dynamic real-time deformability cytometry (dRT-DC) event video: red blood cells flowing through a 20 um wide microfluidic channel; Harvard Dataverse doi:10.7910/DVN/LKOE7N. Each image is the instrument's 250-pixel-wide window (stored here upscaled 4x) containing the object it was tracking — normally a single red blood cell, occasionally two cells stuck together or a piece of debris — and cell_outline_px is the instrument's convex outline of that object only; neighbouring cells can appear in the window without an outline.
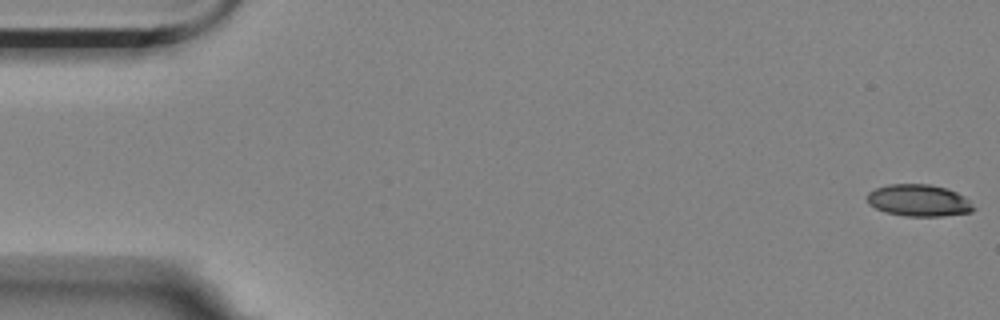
{"species": "Egyptian fruit bat (a non-hibernating species)", "species_latin": "Rousettus aegyptiacus", "temperature_condition": "room temperature", "stored_images_in_passage": 7, "camera_frame_rate_fps": 3000, "um_per_image_px": 0.085, "animal": {"sex": "female"}, "frame": {"image": 1, "passage_image": 1, "time_ms": 0.0, "image_size_px": [1000, 320], "cell_outline_px": [[976, 208], [972, 212], [944, 216], [904, 216], [884, 212], [868, 204], [868, 192], [876, 188], [888, 184], [928, 184], [948, 188], [964, 196]], "centroid_in_image_um": [78.1, 17.04], "position_along_channel_um": 6.9, "area_um2": 19.88}}
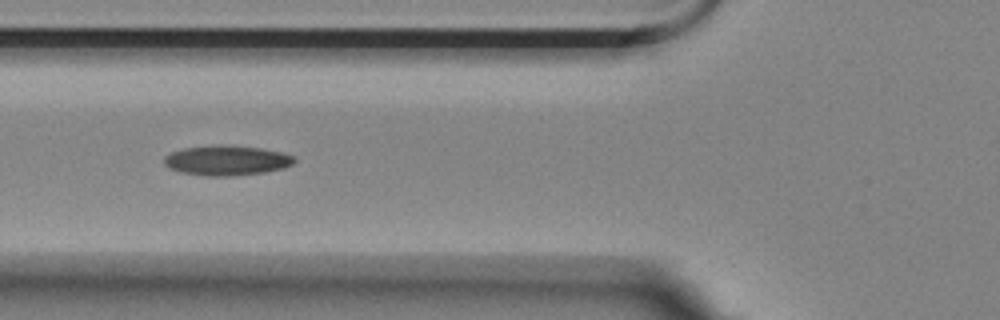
{"frame": {"image": 2, "passage_image": 5, "time_ms": 1.333, "image_size_px": [1000, 320], "cell_outline_px": [[296, 160], [292, 164], [284, 168], [264, 172], [232, 176], [208, 176], [184, 172], [172, 168], [164, 164], [164, 156], [172, 152], [184, 148], [220, 144], [228, 144], [260, 148], [280, 152], [292, 156]], "centroid_in_image_um": [19.28, 13.62], "position_along_channel_um": 106.5, "area_um2": 22.54}}
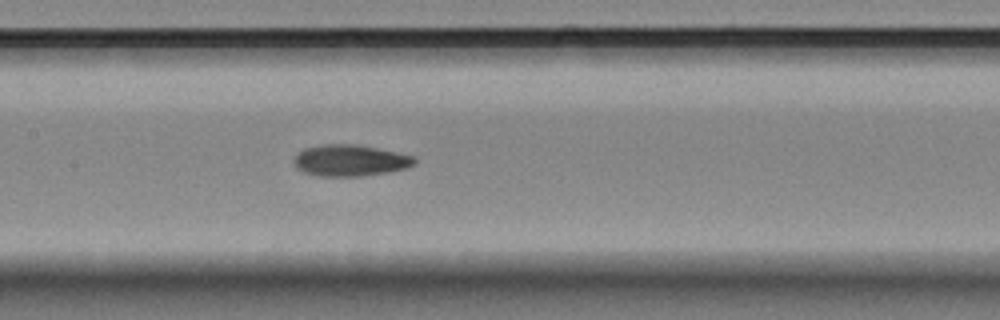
{"frame": {"image": 3, "passage_image": 7, "time_ms": 2.0, "image_size_px": [1000, 320], "cell_outline_px": [[416, 164], [408, 168], [388, 172], [360, 176], [316, 176], [304, 172], [296, 168], [292, 160], [304, 148], [324, 144], [356, 144], [376, 148], [412, 156], [416, 160]], "centroid_in_image_um": [29.74, 13.64], "position_along_channel_um": 177.7, "area_um2": 22.02}}